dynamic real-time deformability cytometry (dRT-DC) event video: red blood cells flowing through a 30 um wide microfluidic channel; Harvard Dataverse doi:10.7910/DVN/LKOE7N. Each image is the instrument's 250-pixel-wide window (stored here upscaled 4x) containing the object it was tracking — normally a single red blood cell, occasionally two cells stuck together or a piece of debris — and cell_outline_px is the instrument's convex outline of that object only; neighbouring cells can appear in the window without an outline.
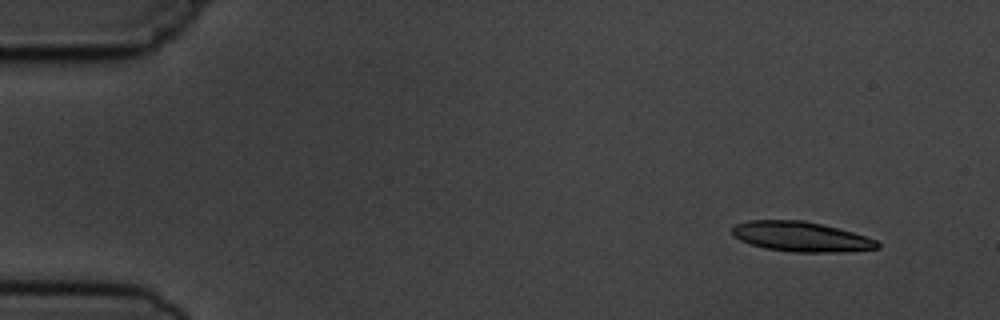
{"species": "common noctule bat (a hibernating species)", "species_latin": "Nyctalus noctula", "temperature_condition": "cold", "stored_images_in_passage": 10, "segment_of_instrument_passage": [1, 2], "camera_frame_rate_fps": 3000, "um_per_image_px": 0.085, "animal": {"sex": "male", "body_mass_g": 19.5, "forearm_length_mm": 54.6}, "frame": {"image": 1, "passage_image": 1, "time_ms": 0.0, "image_size_px": [1000, 320], "cell_outline_px": [[880, 248], [844, 252], [796, 252], [764, 248], [740, 240], [732, 232], [732, 228], [736, 224], [748, 220], [804, 220], [852, 232], [876, 240], [880, 244]], "centroid_in_image_um": [68.09, 20.12], "position_along_channel_um": 16.9, "area_um2": 25.09}}